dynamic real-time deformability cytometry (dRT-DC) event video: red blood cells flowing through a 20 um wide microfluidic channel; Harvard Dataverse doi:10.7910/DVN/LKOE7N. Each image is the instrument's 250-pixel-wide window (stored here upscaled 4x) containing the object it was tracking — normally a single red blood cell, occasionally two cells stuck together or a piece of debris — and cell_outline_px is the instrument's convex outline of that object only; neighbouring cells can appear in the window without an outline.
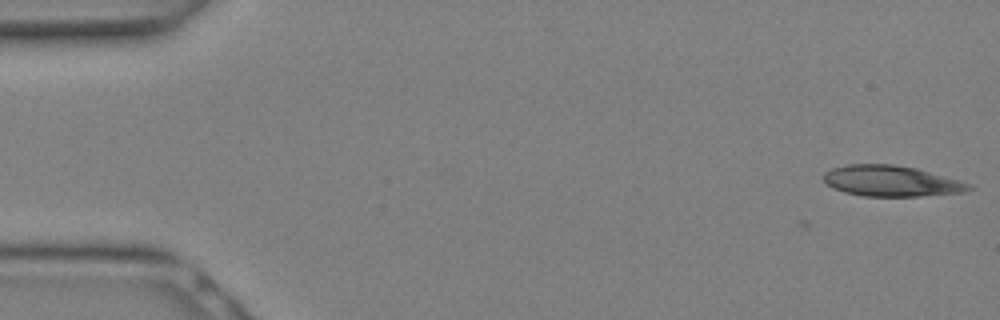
{"species": "Egyptian fruit bat (a non-hibernating species)", "species_latin": "Rousettus aegyptiacus", "temperature_condition": "warm", "stored_images_in_passage": 5, "camera_frame_rate_fps": 3000, "um_per_image_px": 0.085, "animal": {"sex": "female"}, "frame": {"image": 1, "passage_image": 1, "time_ms": 0.0, "image_size_px": [1000, 320], "cell_outline_px": [[972, 188], [964, 192], [920, 196], [864, 196], [844, 192], [832, 188], [820, 176], [824, 172], [832, 168], [848, 164], [892, 164], [916, 168], [960, 180], [972, 184]], "centroid_in_image_um": [75.73, 15.38], "position_along_channel_um": 9.3, "area_um2": 26.18}}